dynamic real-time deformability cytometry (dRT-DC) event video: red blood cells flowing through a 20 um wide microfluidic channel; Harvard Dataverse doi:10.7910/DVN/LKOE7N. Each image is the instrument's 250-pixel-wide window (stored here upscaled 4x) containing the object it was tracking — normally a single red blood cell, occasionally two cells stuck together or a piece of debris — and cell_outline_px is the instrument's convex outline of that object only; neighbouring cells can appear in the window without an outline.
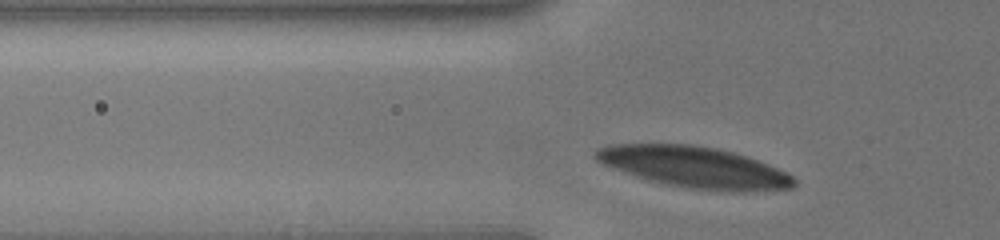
{"species": "human", "species_latin": "Homo sapiens", "temperature_condition": "cold", "stored_images_in_passage": 31, "camera_frame_rate_fps": 3000, "um_per_image_px": 0.085, "donor": {"sex": "male"}, "frame": {"image": 1, "passage_image": 4, "time_ms": 1.0, "image_size_px": [1000, 240], "cell_outline_px": [[796, 184], [792, 188], [744, 192], [732, 192], [692, 188], [668, 184], [652, 180], [604, 164], [596, 160], [592, 156], [592, 152], [596, 148], [612, 144], [692, 144], [716, 148], [748, 156], [768, 164], [792, 176], [796, 180]], "centroid_in_image_um": [59.05, 14.2], "position_along_channel_um": 66.7, "area_um2": 47.05}}
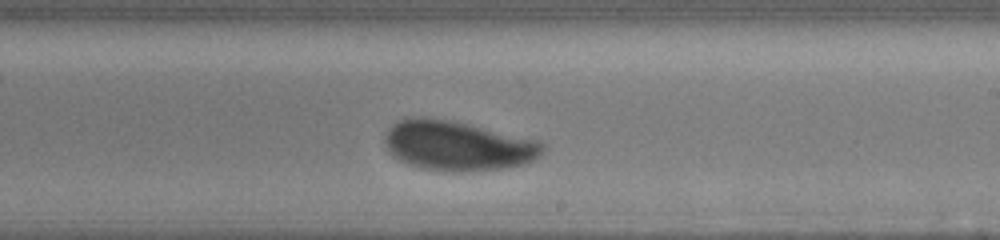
{"frame": {"image": 2, "passage_image": 19, "time_ms": 6.0, "image_size_px": [1000, 240], "cell_outline_px": [[544, 148], [540, 156], [536, 160], [528, 164], [504, 168], [472, 172], [444, 172], [420, 168], [396, 160], [392, 156], [384, 140], [384, 136], [388, 128], [392, 124], [408, 116], [420, 116], [452, 120], [540, 140], [544, 144]], "centroid_in_image_um": [38.91, 12.39], "position_along_channel_um": 250.1, "area_um2": 46.82}}
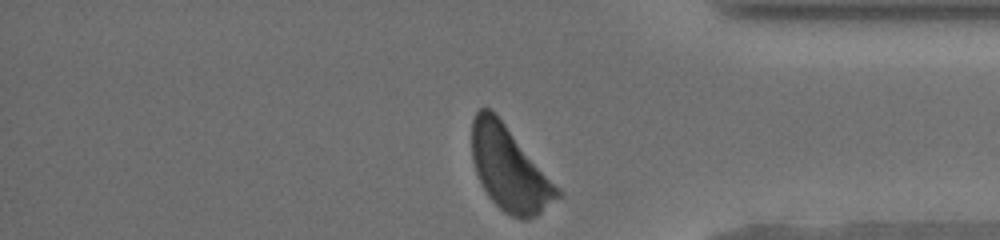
{"frame": {"image": 3, "passage_image": 31, "time_ms": 10.0, "image_size_px": [1000, 240], "cell_outline_px": [[564, 196], [536, 216], [528, 220], [520, 220], [504, 212], [488, 196], [476, 172], [472, 160], [472, 120], [476, 112], [480, 108], [492, 108], [564, 192]], "centroid_in_image_um": [43.35, 14.36], "position_along_channel_um": 391.9, "area_um2": 42.37}, "authors_computed_cell_mechanics": {"area_um2": 46.4134, "velocity_mm_per_s": 3.7895, "shape_relaxation_time_tau1_ms": 2.6275, "shape_relaxation_time_tau2_ms": null, "deformation_change_tau1": 0.1342, "deformation_change_tau2": null}}